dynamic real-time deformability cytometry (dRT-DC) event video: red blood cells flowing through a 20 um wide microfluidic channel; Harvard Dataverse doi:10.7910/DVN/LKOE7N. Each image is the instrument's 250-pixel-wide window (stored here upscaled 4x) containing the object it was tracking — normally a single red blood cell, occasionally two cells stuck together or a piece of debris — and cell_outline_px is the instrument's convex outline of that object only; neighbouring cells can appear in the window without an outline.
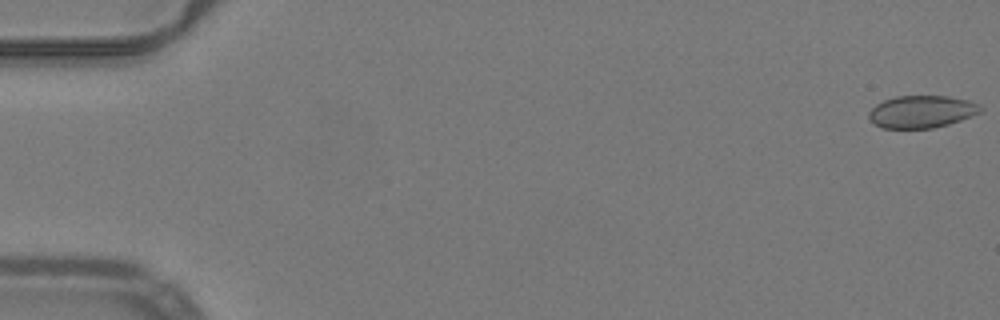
{"species": "common noctule bat (a hibernating species)", "species_latin": "Nyctalus noctula", "temperature_condition": "warm", "stored_images_in_passage": 16, "camera_frame_rate_fps": 3000, "um_per_image_px": 0.085, "animal": {"sex": "male", "body_mass_g": 19.2, "forearm_length_mm": 51.8}, "frame": {"image": 1, "passage_image": 1, "time_ms": 0.0, "image_size_px": [1000, 320], "cell_outline_px": [[984, 108], [980, 112], [960, 120], [948, 124], [932, 128], [884, 128], [868, 120], [868, 112], [876, 104], [884, 100], [896, 96], [948, 96], [968, 100], [980, 104]], "centroid_in_image_um": [78.33, 9.48], "position_along_channel_um": 6.7, "area_um2": 21.04}}